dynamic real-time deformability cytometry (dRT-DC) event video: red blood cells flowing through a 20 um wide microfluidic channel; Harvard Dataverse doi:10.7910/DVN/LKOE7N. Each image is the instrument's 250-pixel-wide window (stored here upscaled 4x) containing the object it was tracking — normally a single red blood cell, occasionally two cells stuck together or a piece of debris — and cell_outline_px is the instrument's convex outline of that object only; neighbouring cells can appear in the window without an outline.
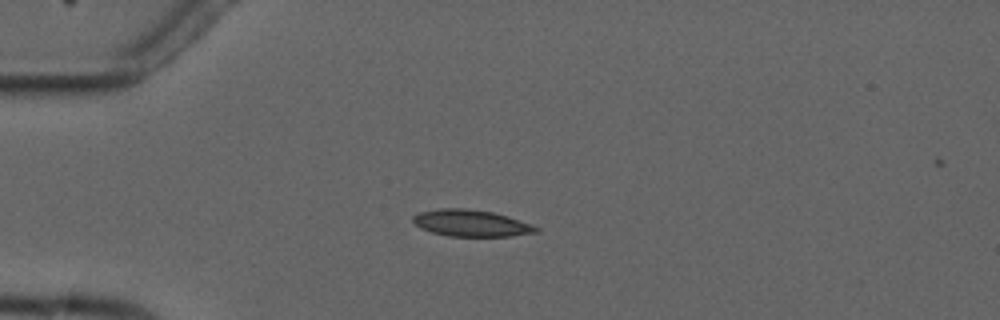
{"species": "common noctule bat (a hibernating species)", "species_latin": "Nyctalus noctula", "temperature_condition": "cold", "stored_images_in_passage": 8, "camera_frame_rate_fps": 3000, "um_per_image_px": 0.085, "animal": {"sex": "male", "forearm_length_mm": 52.5}, "frame": {"image": 1, "passage_image": 4, "time_ms": 4.333, "image_size_px": [1000, 320], "cell_outline_px": [[540, 232], [512, 236], [448, 236], [432, 232], [420, 228], [412, 220], [412, 216], [420, 212], [440, 208], [464, 208], [492, 212], [508, 216], [532, 224], [540, 228]], "centroid_in_image_um": [40.08, 18.97], "position_along_channel_um": 44.9, "area_um2": 19.19}}
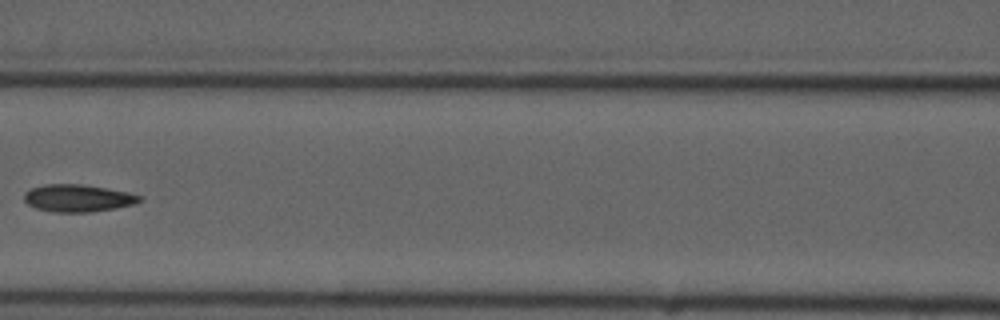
{"frame": {"image": 2, "passage_image": 7, "time_ms": 8.0, "image_size_px": [1000, 320], "cell_outline_px": [[144, 200], [136, 204], [116, 208], [92, 212], [52, 212], [36, 208], [28, 204], [24, 200], [24, 192], [32, 188], [48, 184], [84, 184], [128, 192], [144, 196]], "centroid_in_image_um": [6.68, 16.84], "position_along_channel_um": 159.9, "area_um2": 18.61}}
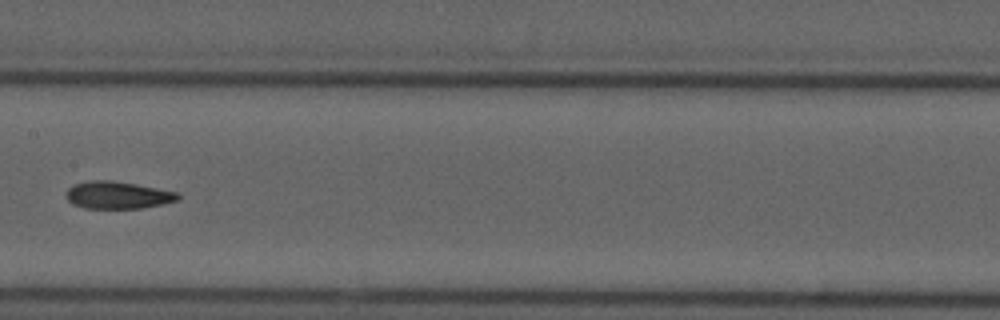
{"frame": {"image": 3, "passage_image": 8, "time_ms": 9.0, "image_size_px": [1000, 320], "cell_outline_px": [[180, 200], [164, 204], [140, 208], [84, 208], [72, 204], [64, 196], [68, 188], [72, 184], [92, 180], [112, 180], [136, 184], [180, 192]], "centroid_in_image_um": [10.01, 16.58], "position_along_channel_um": 197.4, "area_um2": 18.09}}